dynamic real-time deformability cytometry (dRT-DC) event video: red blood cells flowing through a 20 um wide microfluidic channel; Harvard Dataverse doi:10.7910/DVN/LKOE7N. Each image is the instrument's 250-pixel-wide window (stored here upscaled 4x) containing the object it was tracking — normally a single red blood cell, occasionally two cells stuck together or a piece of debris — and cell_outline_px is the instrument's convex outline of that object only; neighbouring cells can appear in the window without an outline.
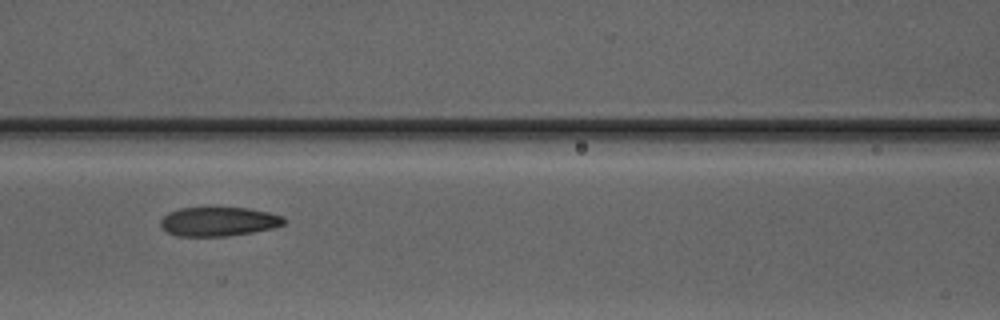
{"species": "Egyptian fruit bat (a non-hibernating species)", "species_latin": "Rousettus aegyptiacus", "temperature_condition": "warm", "stored_images_in_passage": 3, "camera_frame_rate_fps": 3000, "um_per_image_px": 0.085, "animal": {"sex": "male"}, "frame": {"image": 1, "passage_image": 3, "time_ms": 3.333, "image_size_px": [1000, 320], "cell_outline_px": [[288, 220], [284, 224], [272, 228], [252, 232], [228, 236], [176, 236], [160, 228], [160, 220], [168, 212], [180, 208], [248, 208], [268, 212], [284, 216]], "centroid_in_image_um": [18.58, 18.83], "position_along_channel_um": 148.0, "area_um2": 21.04}}